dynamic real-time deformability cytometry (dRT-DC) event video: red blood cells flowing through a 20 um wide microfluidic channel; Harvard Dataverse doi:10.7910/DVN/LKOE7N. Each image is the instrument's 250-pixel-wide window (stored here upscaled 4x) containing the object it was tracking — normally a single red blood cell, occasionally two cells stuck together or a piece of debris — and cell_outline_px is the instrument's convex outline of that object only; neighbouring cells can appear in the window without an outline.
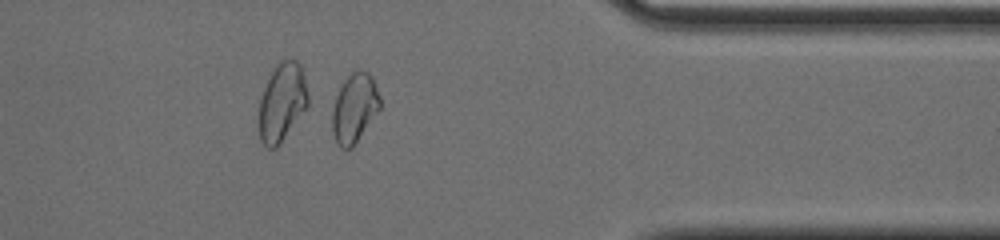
{"species": "common noctule bat (a hibernating species)", "species_latin": "Nyctalus noctula", "temperature_condition": "cold", "stored_images_in_passage": 37, "camera_frame_rate_fps": 3000, "um_per_image_px": 0.085, "animal": {"sex": "male", "body_mass_g": 20.0, "forearm_length_mm": 53.3}, "frame": {"image": 1, "passage_image": 27, "time_ms": 8.667, "image_size_px": [1000, 240], "cell_outline_px": [[380, 108], [352, 148], [340, 148], [336, 144], [332, 132], [332, 112], [336, 96], [344, 80], [352, 72], [368, 72], [372, 76], [380, 96]], "centroid_in_image_um": [30.12, 9.22], "position_along_channel_um": 381.3, "area_um2": 19.02}}